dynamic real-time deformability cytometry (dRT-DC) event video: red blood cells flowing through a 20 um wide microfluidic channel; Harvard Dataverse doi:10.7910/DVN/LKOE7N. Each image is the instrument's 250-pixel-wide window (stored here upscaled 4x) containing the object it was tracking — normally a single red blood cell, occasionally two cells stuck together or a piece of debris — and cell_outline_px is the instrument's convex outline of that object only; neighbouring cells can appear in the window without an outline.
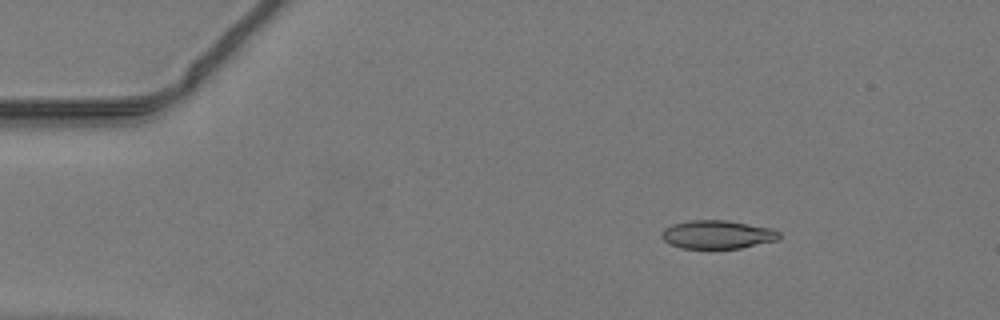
{"species": "common noctule bat (a hibernating species)", "species_latin": "Nyctalus noctula", "temperature_condition": "warm", "stored_images_in_passage": 42, "camera_frame_rate_fps": 3000, "um_per_image_px": 0.085, "animal": {"sex": "male", "body_mass_g": 19.2, "forearm_length_mm": 51.8}, "frame": {"image": 1, "passage_image": 1, "time_ms": 0.0, "image_size_px": [1000, 320], "cell_outline_px": [[780, 236], [776, 240], [740, 248], [680, 248], [668, 244], [660, 236], [660, 232], [664, 228], [672, 224], [688, 220], [728, 220], [772, 228], [780, 232]], "centroid_in_image_um": [60.93, 19.92], "position_along_channel_um": 24.1, "area_um2": 19.59}}
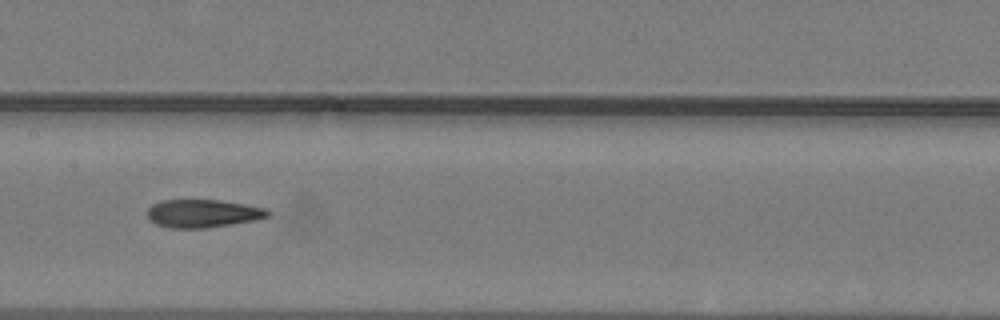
{"frame": {"image": 2, "passage_image": 18, "time_ms": 5.667, "image_size_px": [1000, 320], "cell_outline_px": [[272, 212], [268, 216], [256, 220], [208, 228], [172, 228], [156, 224], [148, 216], [148, 208], [152, 204], [160, 200], [220, 200], [244, 204], [264, 208]], "centroid_in_image_um": [17.25, 18.14], "position_along_channel_um": 190.1, "area_um2": 19.65}}
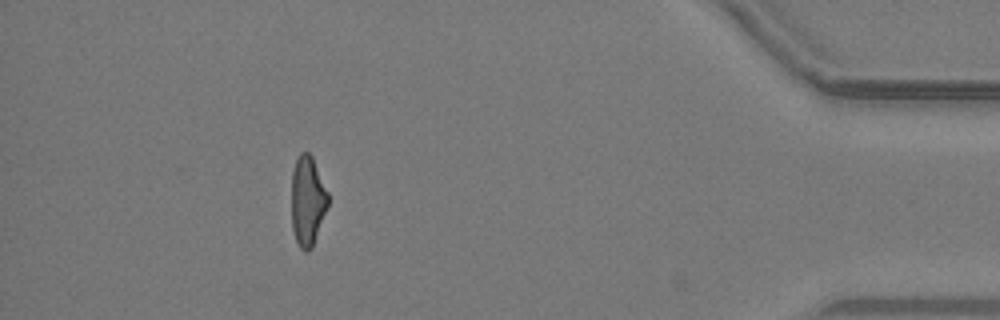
{"frame": {"image": 3, "passage_image": 37, "time_ms": 12.0, "image_size_px": [1000, 320], "cell_outline_px": [[328, 208], [312, 248], [308, 252], [304, 252], [300, 248], [296, 240], [292, 228], [292, 172], [296, 156], [300, 152], [308, 152], [312, 156], [328, 192]], "centroid_in_image_um": [26.14, 17.08], "position_along_channel_um": 409.1, "area_um2": 19.36}}